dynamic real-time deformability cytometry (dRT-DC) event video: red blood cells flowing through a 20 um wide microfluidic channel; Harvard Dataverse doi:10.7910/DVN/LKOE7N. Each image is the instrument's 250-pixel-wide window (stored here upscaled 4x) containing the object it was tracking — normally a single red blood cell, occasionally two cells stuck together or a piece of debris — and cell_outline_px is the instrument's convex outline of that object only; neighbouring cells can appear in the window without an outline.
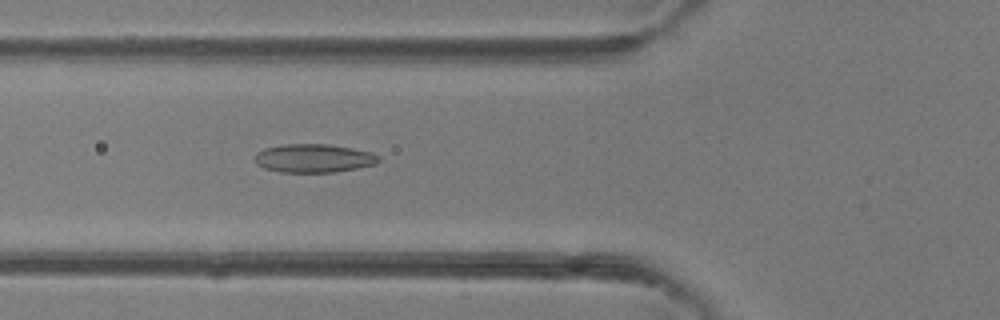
{"species": "common noctule bat (a hibernating species)", "species_latin": "Nyctalus noctula", "temperature_condition": "room temperature", "stored_images_in_passage": 32, "camera_frame_rate_fps": 3000, "um_per_image_px": 0.085, "animal": {"sex": "female"}, "frame": {"image": 1, "passage_image": 4, "time_ms": 1.0, "image_size_px": [1000, 320], "cell_outline_px": [[380, 160], [376, 164], [336, 172], [280, 172], [264, 168], [256, 164], [256, 152], [264, 148], [284, 144], [328, 144], [352, 148], [372, 152], [380, 156]], "centroid_in_image_um": [26.68, 13.45], "position_along_channel_um": 99.1, "area_um2": 20.63}}
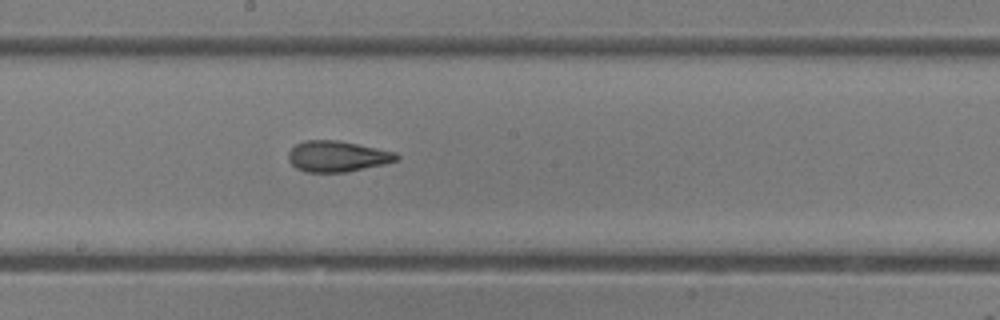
{"frame": {"image": 2, "passage_image": 12, "time_ms": 3.667, "image_size_px": [1000, 320], "cell_outline_px": [[400, 156], [396, 160], [384, 164], [348, 172], [308, 172], [296, 168], [288, 160], [288, 152], [296, 144], [304, 140], [336, 140], [396, 152]], "centroid_in_image_um": [28.65, 13.29], "position_along_channel_um": 219.6, "area_um2": 19.36}}
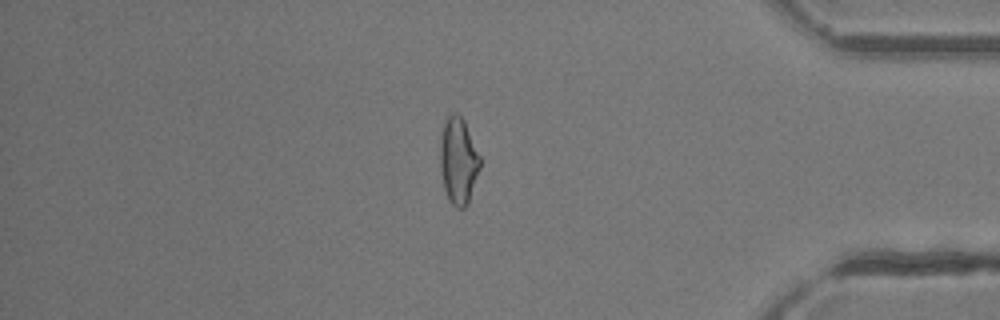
{"frame": {"image": 3, "passage_image": 26, "time_ms": 8.333, "image_size_px": [1000, 320], "cell_outline_px": [[480, 168], [468, 204], [464, 208], [456, 208], [452, 204], [444, 188], [440, 168], [440, 136], [444, 124], [448, 116], [452, 112], [456, 112], [464, 120], [480, 156]], "centroid_in_image_um": [38.96, 13.66], "position_along_channel_um": 396.2, "area_um2": 20.11}}